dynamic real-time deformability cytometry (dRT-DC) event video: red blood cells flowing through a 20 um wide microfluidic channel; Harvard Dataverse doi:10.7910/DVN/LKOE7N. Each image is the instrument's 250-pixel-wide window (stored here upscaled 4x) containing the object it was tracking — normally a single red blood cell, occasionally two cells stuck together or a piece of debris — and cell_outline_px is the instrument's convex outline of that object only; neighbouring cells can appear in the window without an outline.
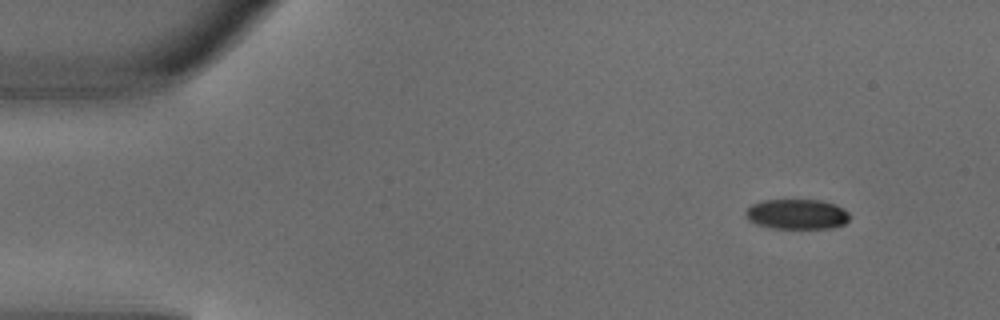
{"species": "common noctule bat (a hibernating species)", "species_latin": "Nyctalus noctula", "temperature_condition": "warm", "stored_images_in_passage": 5, "camera_frame_rate_fps": 3000, "um_per_image_px": 0.085, "animal": {"sex": "male", "body_mass_g": 18.8}, "frame": {"image": 1, "passage_image": 1, "time_ms": 0.0, "image_size_px": [1000, 320], "cell_outline_px": [[848, 220], [844, 224], [832, 228], [768, 228], [756, 224], [748, 220], [744, 212], [752, 204], [764, 200], [824, 200], [836, 204], [844, 208], [848, 212]], "centroid_in_image_um": [67.73, 18.2], "position_along_channel_um": 17.3, "area_um2": 18.38}}
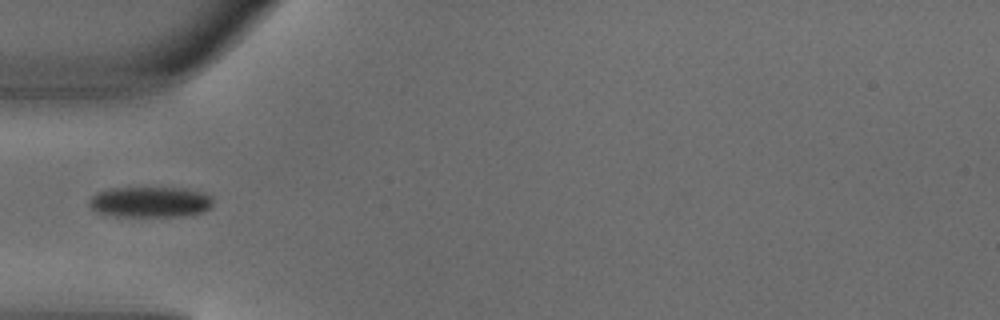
{"frame": {"image": 2, "passage_image": 4, "time_ms": 1.0, "image_size_px": [1000, 320], "cell_outline_px": [[212, 204], [204, 212], [184, 216], [116, 216], [96, 212], [88, 204], [92, 196], [100, 192], [112, 188], [184, 188], [204, 192], [212, 196]], "centroid_in_image_um": [12.8, 17.17], "position_along_channel_um": 72.2, "area_um2": 22.08}}
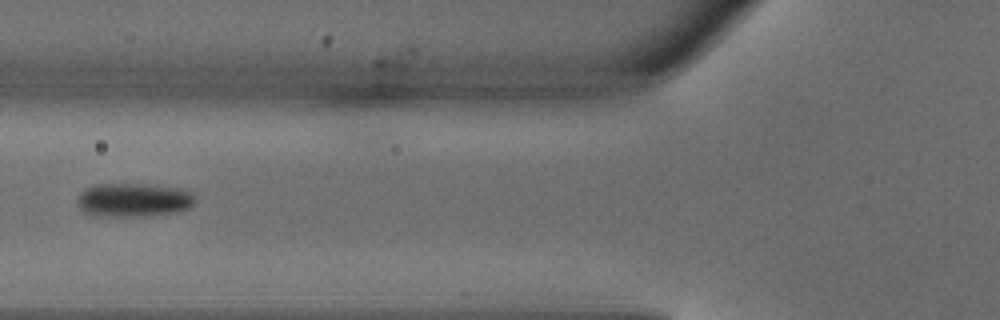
{"frame": {"image": 3, "passage_image": 5, "time_ms": 1.333, "image_size_px": [1000, 320], "cell_outline_px": [[196, 200], [188, 208], [180, 212], [144, 216], [88, 216], [80, 212], [80, 196], [88, 188], [100, 184], [140, 184], [176, 188], [192, 192], [196, 196]], "centroid_in_image_um": [11.39, 17.03], "position_along_channel_um": 114.4, "area_um2": 23.0}}